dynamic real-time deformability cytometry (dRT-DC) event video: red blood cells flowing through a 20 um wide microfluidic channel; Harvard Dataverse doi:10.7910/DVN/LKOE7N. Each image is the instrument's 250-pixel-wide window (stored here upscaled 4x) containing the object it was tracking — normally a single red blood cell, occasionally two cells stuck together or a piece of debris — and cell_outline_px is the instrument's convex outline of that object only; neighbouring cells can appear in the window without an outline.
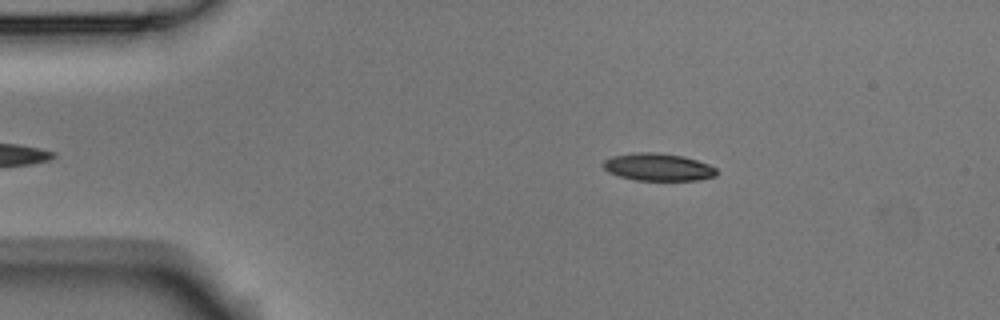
{"species": "Egyptian fruit bat (a non-hibernating species)", "species_latin": "Rousettus aegyptiacus", "temperature_condition": "room temperature", "stored_images_in_passage": 4, "camera_frame_rate_fps": 3000, "um_per_image_px": 0.085, "animal": {"sex": "male"}, "frame": {"image": 1, "passage_image": 1, "time_ms": 0.0, "image_size_px": [1000, 320], "cell_outline_px": [[720, 172], [716, 176], [696, 180], [636, 180], [620, 176], [608, 172], [600, 164], [604, 160], [612, 156], [636, 152], [656, 152], [684, 156], [708, 164], [716, 168]], "centroid_in_image_um": [55.94, 14.19], "position_along_channel_um": 29.1, "area_um2": 18.26}}
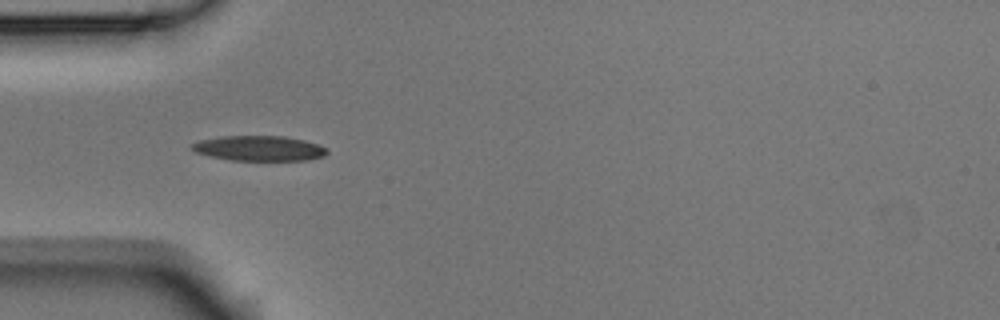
{"frame": {"image": 2, "passage_image": 3, "time_ms": 0.667, "image_size_px": [1000, 320], "cell_outline_px": [[328, 152], [324, 156], [304, 160], [228, 160], [208, 156], [196, 152], [192, 148], [192, 144], [200, 140], [220, 136], [284, 136], [304, 140], [316, 144], [324, 148]], "centroid_in_image_um": [21.99, 12.6], "position_along_channel_um": 63.0, "area_um2": 19.59}}
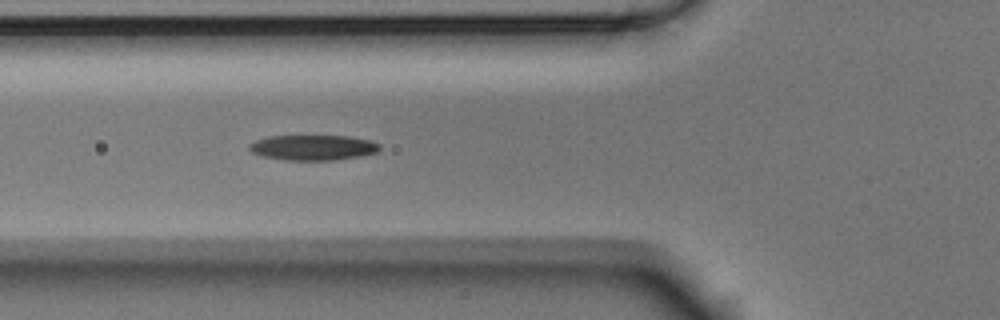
{"frame": {"image": 3, "passage_image": 4, "time_ms": 1.0, "image_size_px": [1000, 320], "cell_outline_px": [[380, 148], [376, 152], [360, 156], [336, 160], [284, 160], [264, 156], [252, 152], [248, 148], [248, 144], [256, 140], [272, 136], [348, 136], [368, 140], [380, 144]], "centroid_in_image_um": [26.6, 12.54], "position_along_channel_um": 99.2, "area_um2": 19.07}}